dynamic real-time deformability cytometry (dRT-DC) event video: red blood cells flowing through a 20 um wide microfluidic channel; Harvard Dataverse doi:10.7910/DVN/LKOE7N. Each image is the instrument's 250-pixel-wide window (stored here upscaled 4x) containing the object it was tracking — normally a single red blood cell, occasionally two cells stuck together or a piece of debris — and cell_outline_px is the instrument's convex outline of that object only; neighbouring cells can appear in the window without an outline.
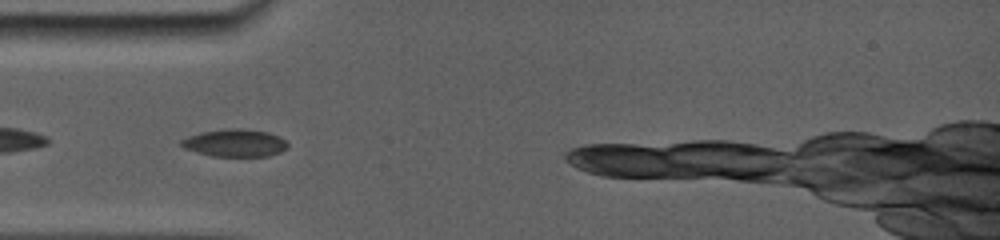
{"species": "common noctule bat (a hibernating species)", "species_latin": "Nyctalus noctula", "temperature_condition": "room temperature", "stored_images_in_passage": 8, "camera_frame_rate_fps": 5000, "um_per_image_px": 0.085, "animal": {"sex": "female", "body_mass_g": 19.0, "forearm_length_mm": 56.7}, "frame": {"image": 1, "passage_image": 3, "time_ms": 0.6, "image_size_px": [1000, 240], "cell_outline_px": [[288, 144], [280, 152], [268, 156], [212, 156], [196, 152], [184, 148], [180, 144], [180, 140], [188, 136], [204, 132], [264, 132], [276, 136], [284, 140]], "centroid_in_image_um": [19.91, 12.23], "position_along_channel_um": 65.1, "area_um2": 15.66}}
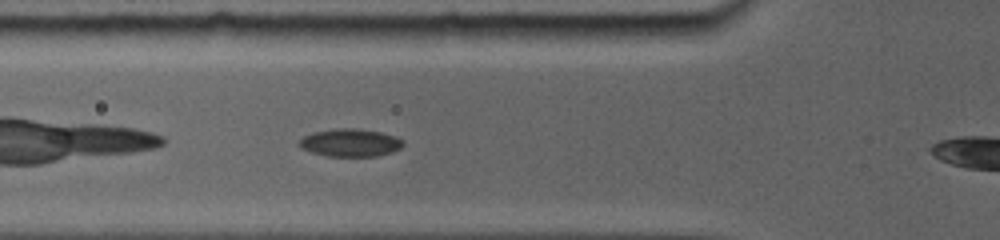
{"frame": {"image": 2, "passage_image": 5, "time_ms": 1.4, "image_size_px": [1000, 240], "cell_outline_px": [[404, 144], [400, 148], [392, 152], [376, 156], [328, 156], [312, 152], [304, 148], [300, 144], [300, 140], [304, 136], [316, 132], [380, 132], [392, 136], [400, 140]], "centroid_in_image_um": [29.81, 12.21], "position_along_channel_um": 96.0, "area_um2": 15.14}}